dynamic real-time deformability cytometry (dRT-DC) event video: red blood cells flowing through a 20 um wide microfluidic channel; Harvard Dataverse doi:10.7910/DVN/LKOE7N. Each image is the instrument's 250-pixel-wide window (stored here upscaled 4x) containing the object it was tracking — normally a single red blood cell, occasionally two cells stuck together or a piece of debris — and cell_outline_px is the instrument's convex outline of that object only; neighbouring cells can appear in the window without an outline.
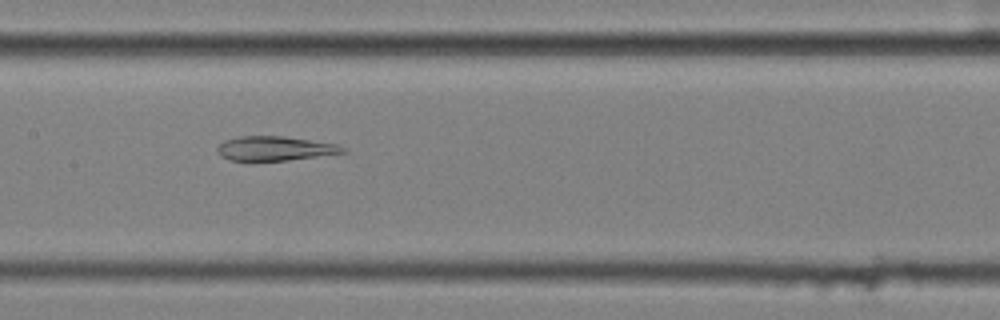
{"species": "common noctule bat (a hibernating species)", "species_latin": "Nyctalus noctula", "temperature_condition": "cold", "stored_images_in_passage": 39, "camera_frame_rate_fps": 3000, "um_per_image_px": 0.085, "animal": {"sex": "female", "body_mass_g": 25.1}, "frame": {"image": 1, "passage_image": 11, "time_ms": 3.333, "image_size_px": [1000, 320], "cell_outline_px": [[344, 152], [288, 160], [252, 164], [228, 160], [220, 156], [216, 152], [216, 148], [224, 140], [240, 136], [284, 136], [336, 144], [344, 148]], "centroid_in_image_um": [23.2, 12.66], "position_along_channel_um": 184.2, "area_um2": 18.38}}
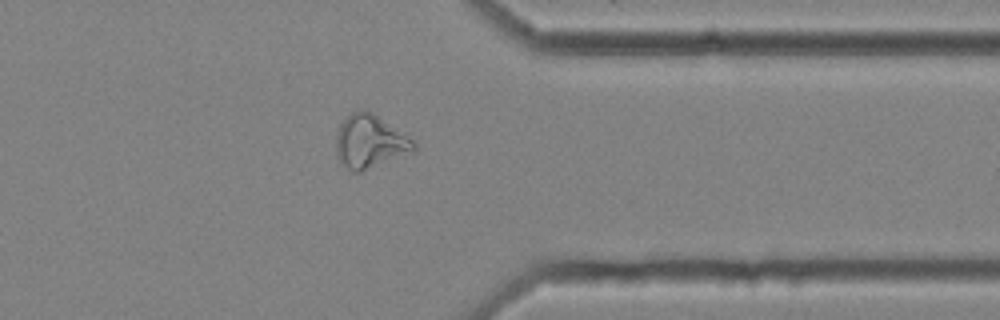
{"frame": {"image": 2, "passage_image": 28, "time_ms": 9.0, "image_size_px": [1000, 320], "cell_outline_px": [[416, 152], [360, 172], [352, 172], [336, 156], [336, 132], [340, 124], [352, 112], [360, 108], [364, 108], [372, 112], [416, 140]], "centroid_in_image_um": [31.49, 12.03], "position_along_channel_um": 379.9, "area_um2": 24.62}}
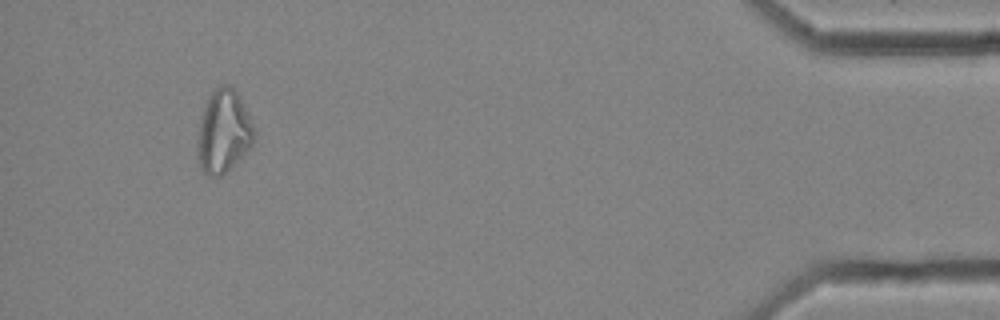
{"frame": {"image": 3, "passage_image": 36, "time_ms": 11.667, "image_size_px": [1000, 320], "cell_outline_px": [[256, 132], [252, 148], [220, 176], [208, 176], [200, 168], [196, 156], [196, 140], [200, 116], [212, 92], [220, 84], [228, 84], [236, 92], [256, 128]], "centroid_in_image_um": [18.99, 11.21], "position_along_channel_um": 416.2, "area_um2": 27.74}, "authors_computed_cell_mechanics": {"area_um2": 20.23, "velocity_mm_per_s": 3.5435, "shape_relaxation_time_tau1_ms": null, "shape_relaxation_time_tau2_ms": 4.5785, "deformation_change_tau1": null, "deformation_change_tau2": 0.1209}}